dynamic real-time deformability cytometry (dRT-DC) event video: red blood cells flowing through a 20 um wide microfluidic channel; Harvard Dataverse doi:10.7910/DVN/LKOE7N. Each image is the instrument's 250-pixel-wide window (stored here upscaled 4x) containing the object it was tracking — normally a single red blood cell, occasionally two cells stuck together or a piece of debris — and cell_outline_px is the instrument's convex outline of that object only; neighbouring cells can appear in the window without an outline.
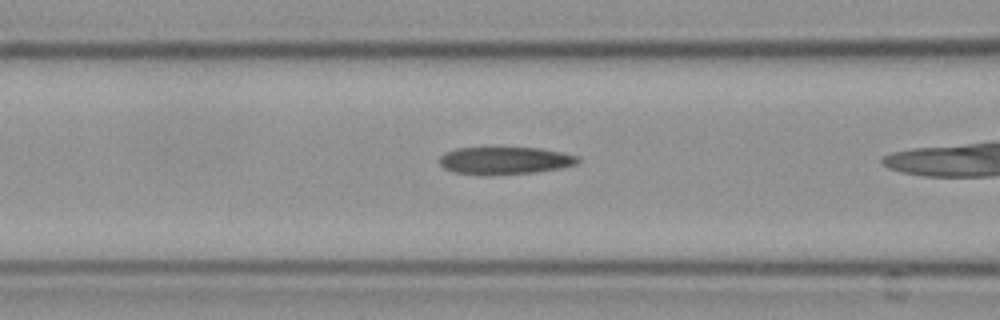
{"species": "Egyptian fruit bat (a non-hibernating species)", "species_latin": "Rousettus aegyptiacus", "temperature_condition": "cold", "stored_images_in_passage": 41, "camera_frame_rate_fps": 3000, "um_per_image_px": 0.085, "frame": {"image": 1, "passage_image": 19, "time_ms": 6.0, "image_size_px": [1000, 320], "cell_outline_px": [[580, 160], [576, 164], [560, 168], [536, 172], [492, 176], [480, 176], [452, 172], [444, 168], [440, 164], [440, 156], [444, 152], [456, 148], [540, 148], [580, 156]], "centroid_in_image_um": [42.88, 13.67], "position_along_channel_um": 123.7, "area_um2": 22.54}}
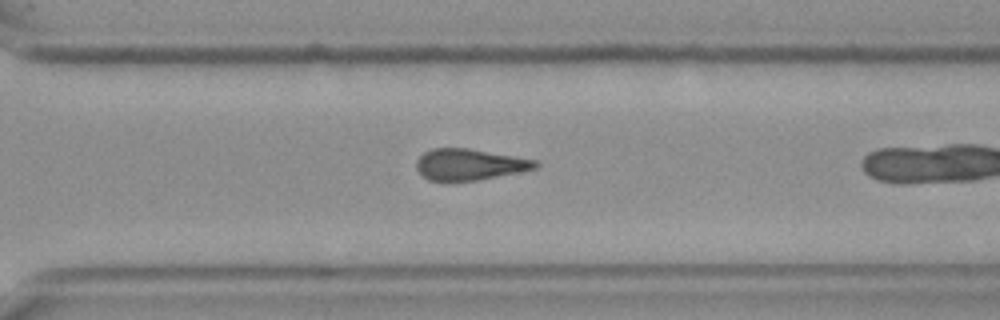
{"frame": {"image": 2, "passage_image": 36, "time_ms": 11.667, "image_size_px": [1000, 320], "cell_outline_px": [[540, 164], [536, 168], [480, 180], [452, 184], [444, 184], [428, 180], [416, 168], [416, 160], [424, 152], [432, 148], [468, 148], [536, 160]], "centroid_in_image_um": [39.84, 14.03], "position_along_channel_um": 330.8, "area_um2": 22.25}}
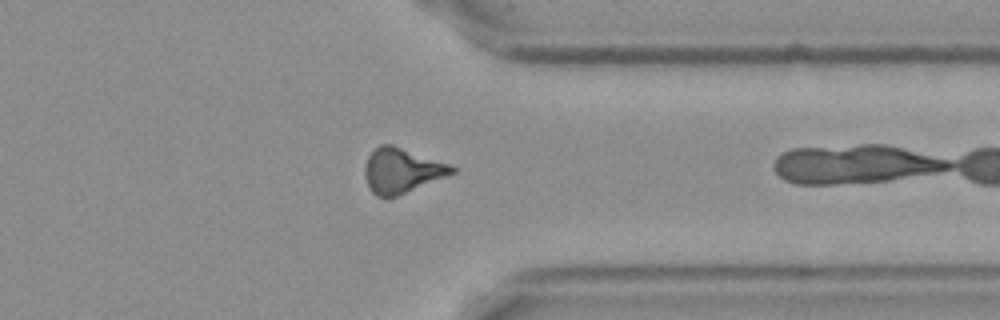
{"frame": {"image": 3, "passage_image": 40, "time_ms": 13.0, "image_size_px": [1000, 320], "cell_outline_px": [[456, 172], [388, 200], [376, 196], [372, 192], [364, 176], [364, 168], [368, 156], [380, 144], [392, 144], [452, 164], [456, 168]], "centroid_in_image_um": [34.15, 14.51], "position_along_channel_um": 377.3, "area_um2": 23.06}}